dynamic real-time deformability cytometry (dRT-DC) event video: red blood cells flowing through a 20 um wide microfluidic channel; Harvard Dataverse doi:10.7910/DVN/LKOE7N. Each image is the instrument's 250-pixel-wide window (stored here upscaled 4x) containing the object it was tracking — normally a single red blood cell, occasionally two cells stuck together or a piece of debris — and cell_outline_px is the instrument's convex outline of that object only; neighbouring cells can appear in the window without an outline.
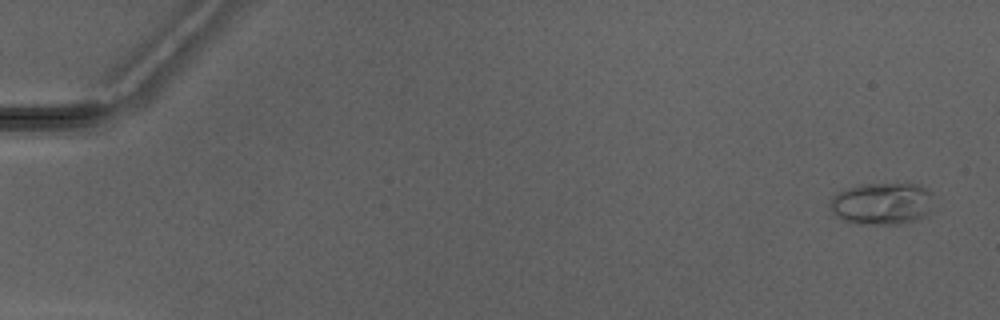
{"species": "Egyptian fruit bat (a non-hibernating species)", "species_latin": "Rousettus aegyptiacus", "temperature_condition": "warm", "stored_images_in_passage": 5, "camera_frame_rate_fps": 3000, "um_per_image_px": 0.085, "animal": {"sex": "male"}, "frame": {"image": 1, "passage_image": 1, "time_ms": 0.0, "image_size_px": [1000, 320], "cell_outline_px": [[932, 208], [924, 216], [900, 224], [860, 224], [844, 220], [836, 216], [828, 208], [828, 204], [832, 196], [848, 188], [860, 184], [908, 180], [920, 184], [932, 192]], "centroid_in_image_um": [74.99, 17.24], "position_along_channel_um": 10.0, "area_um2": 26.36}}